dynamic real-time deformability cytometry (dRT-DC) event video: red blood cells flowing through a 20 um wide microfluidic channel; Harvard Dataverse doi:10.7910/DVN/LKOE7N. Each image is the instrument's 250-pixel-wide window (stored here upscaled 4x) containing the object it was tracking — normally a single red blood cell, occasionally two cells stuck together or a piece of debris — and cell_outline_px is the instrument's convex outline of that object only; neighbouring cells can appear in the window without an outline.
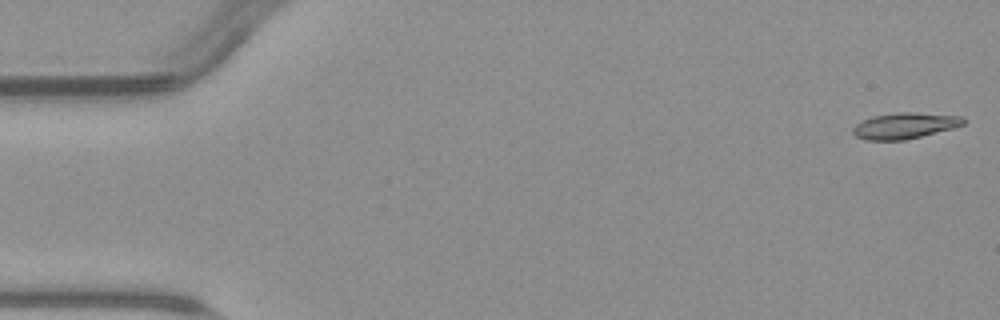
{"species": "common noctule bat (a hibernating species)", "species_latin": "Nyctalus noctula", "temperature_condition": "warm", "stored_images_in_passage": 3, "camera_frame_rate_fps": 3000, "um_per_image_px": 0.085, "animal": {"sex": "male", "body_mass_g": 23.1, "forearm_length_mm": 52.7}, "frame": {"image": 1, "passage_image": 1, "time_ms": 0.0, "image_size_px": [1000, 320], "cell_outline_px": [[968, 120], [964, 124], [952, 128], [904, 140], [868, 140], [856, 136], [852, 132], [852, 128], [856, 124], [872, 116], [896, 112], [912, 112], [964, 116]], "centroid_in_image_um": [76.92, 10.67], "position_along_channel_um": 8.1, "area_um2": 16.7}}